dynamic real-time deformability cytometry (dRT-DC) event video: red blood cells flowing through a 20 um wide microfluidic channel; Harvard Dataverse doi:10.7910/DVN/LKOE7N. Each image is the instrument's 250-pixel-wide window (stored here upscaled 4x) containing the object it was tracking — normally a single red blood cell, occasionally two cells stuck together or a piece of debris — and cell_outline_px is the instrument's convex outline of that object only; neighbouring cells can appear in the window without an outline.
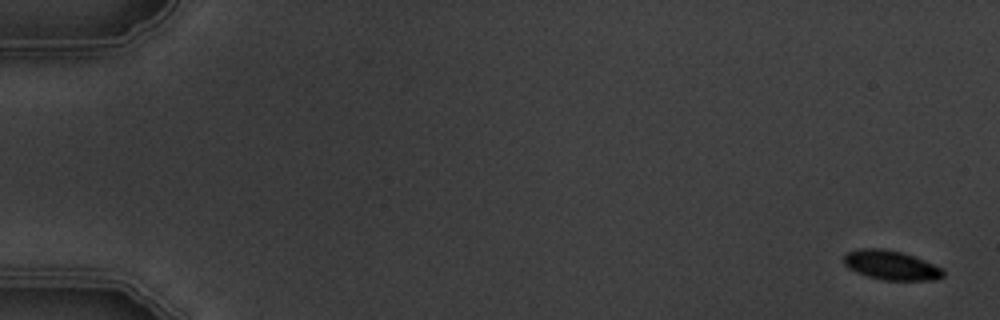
{"species": "common noctule bat (a hibernating species)", "species_latin": "Nyctalus noctula", "temperature_condition": "warm", "stored_images_in_passage": 7, "camera_frame_rate_fps": 3000, "um_per_image_px": 0.085, "animal": {"sex": "male", "body_mass_g": 19.5, "forearm_length_mm": 54.6}, "frame": {"image": 1, "passage_image": 1, "time_ms": 0.0, "image_size_px": [1000, 320], "cell_outline_px": [[944, 276], [932, 280], [884, 280], [868, 276], [856, 272], [848, 268], [844, 264], [844, 256], [848, 252], [860, 248], [884, 248], [900, 252], [924, 260], [944, 268]], "centroid_in_image_um": [75.74, 22.54], "position_along_channel_um": 9.3, "area_um2": 16.94}}
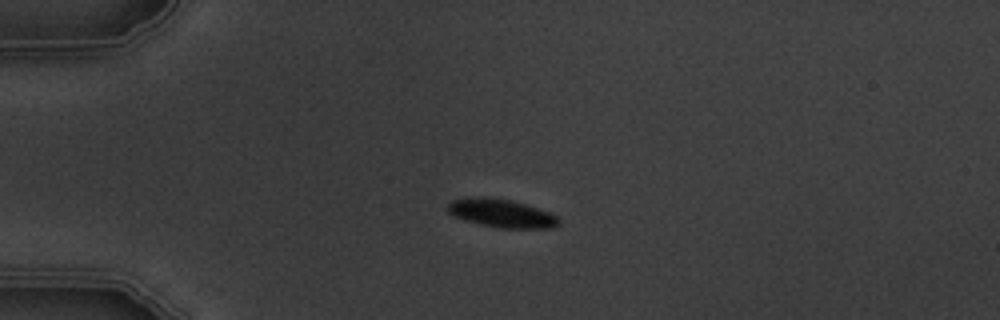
{"frame": {"image": 2, "passage_image": 5, "time_ms": 4.333, "image_size_px": [1000, 320], "cell_outline_px": [[560, 224], [552, 228], [500, 228], [464, 220], [448, 212], [448, 204], [452, 200], [468, 196], [484, 196], [512, 200], [548, 212], [556, 216], [560, 220]], "centroid_in_image_um": [42.61, 18.11], "position_along_channel_um": 42.4, "area_um2": 18.26}}